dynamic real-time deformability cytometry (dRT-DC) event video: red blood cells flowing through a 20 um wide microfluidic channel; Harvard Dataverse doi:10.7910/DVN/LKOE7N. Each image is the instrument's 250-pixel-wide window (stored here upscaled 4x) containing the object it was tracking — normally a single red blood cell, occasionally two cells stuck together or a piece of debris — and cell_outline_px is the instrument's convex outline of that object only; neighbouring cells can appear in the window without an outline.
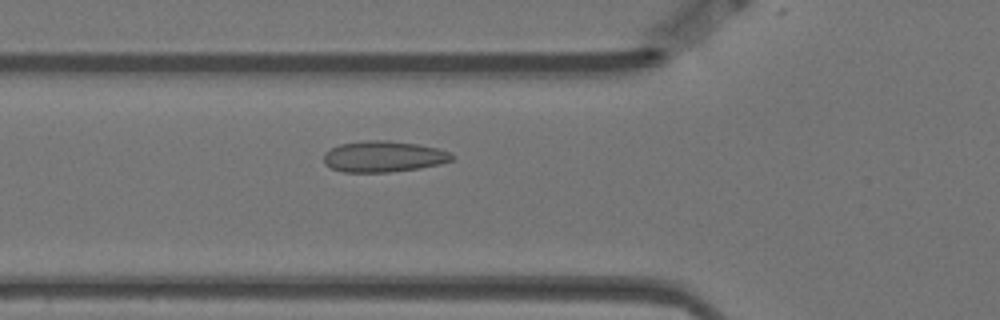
{"species": "Egyptian fruit bat (a non-hibernating species)", "species_latin": "Rousettus aegyptiacus", "temperature_condition": "warm", "stored_images_in_passage": 58, "camera_frame_rate_fps": 3000, "um_per_image_px": 0.085, "animal": {"sex": "female"}, "frame": {"image": 1, "passage_image": 20, "time_ms": 6.333, "image_size_px": [1000, 320], "cell_outline_px": [[456, 156], [452, 160], [440, 164], [420, 168], [388, 172], [344, 172], [332, 168], [324, 164], [324, 152], [340, 144], [364, 140], [388, 140], [416, 144], [436, 148], [448, 152]], "centroid_in_image_um": [32.59, 13.3], "position_along_channel_um": 93.2, "area_um2": 23.18}}
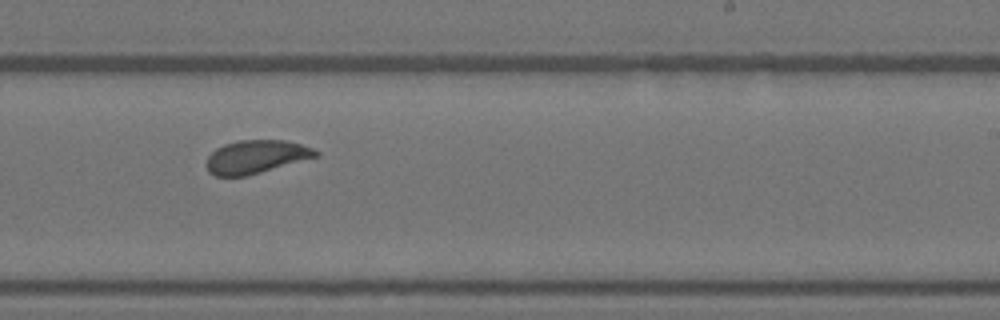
{"frame": {"image": 2, "passage_image": 35, "time_ms": 11.333, "image_size_px": [1000, 320], "cell_outline_px": [[320, 156], [248, 176], [216, 176], [208, 172], [204, 164], [208, 156], [216, 148], [224, 144], [236, 140], [284, 140], [300, 144], [312, 148], [320, 152]], "centroid_in_image_um": [21.75, 13.33], "position_along_channel_um": 267.3, "area_um2": 21.5}}
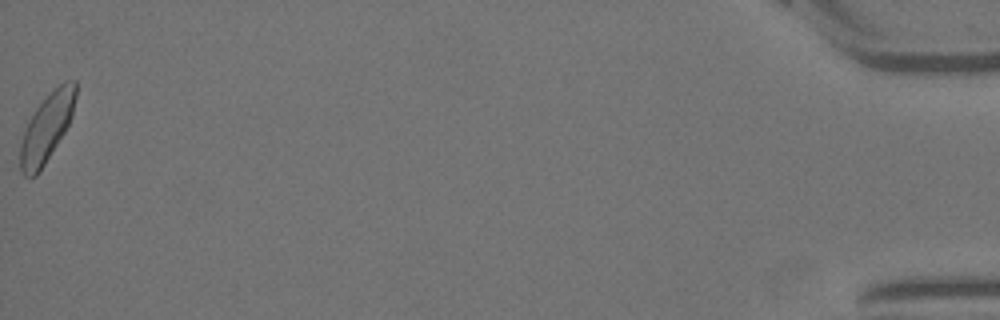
{"frame": {"image": 3, "passage_image": 58, "time_ms": 19.0, "image_size_px": [1000, 320], "cell_outline_px": [[76, 96], [72, 116], [64, 132], [40, 172], [36, 176], [24, 176], [20, 172], [20, 144], [28, 120], [36, 108], [64, 80], [76, 80]], "centroid_in_image_um": [3.96, 10.88], "position_along_channel_um": 431.2, "area_um2": 21.73}, "authors_computed_cell_mechanics": {"area_um2": 21.7328, "velocity_mm_per_s": 3.487, "shape_relaxation_time_tau1_ms": 4.1203, "shape_relaxation_time_tau2_ms": 0.7471, "deformation_change_tau1": 0.1142, "deformation_change_tau2": 0.063}}